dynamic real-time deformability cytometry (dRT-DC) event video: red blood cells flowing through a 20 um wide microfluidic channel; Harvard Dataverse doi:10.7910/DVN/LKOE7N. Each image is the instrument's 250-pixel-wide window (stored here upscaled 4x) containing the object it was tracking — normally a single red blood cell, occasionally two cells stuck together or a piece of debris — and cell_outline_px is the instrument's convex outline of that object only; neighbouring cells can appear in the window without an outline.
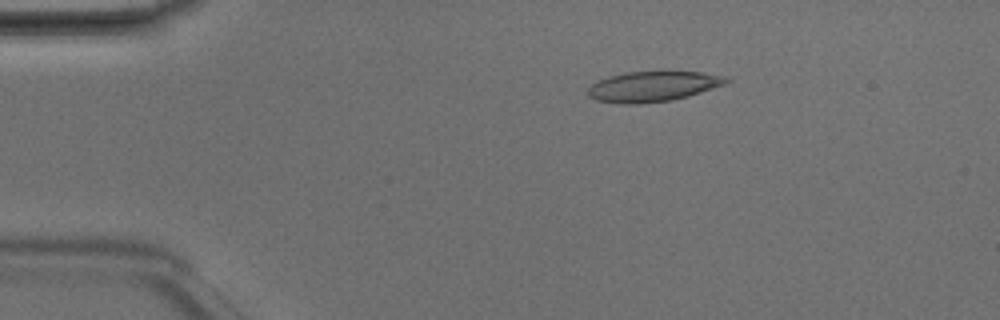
{"species": "Egyptian fruit bat (a non-hibernating species)", "species_latin": "Rousettus aegyptiacus", "temperature_condition": "room temperature", "stored_images_in_passage": 5, "camera_frame_rate_fps": 3000, "um_per_image_px": 0.085, "animal": {"sex": "male"}, "frame": {"image": 1, "passage_image": 3, "time_ms": 0.667, "image_size_px": [1000, 320], "cell_outline_px": [[732, 80], [728, 84], [688, 96], [672, 100], [636, 104], [620, 104], [596, 100], [588, 96], [588, 88], [596, 80], [608, 76], [624, 72], [660, 68], [704, 72], [728, 76]], "centroid_in_image_um": [55.57, 7.28], "position_along_channel_um": 29.4, "area_um2": 25.89}}
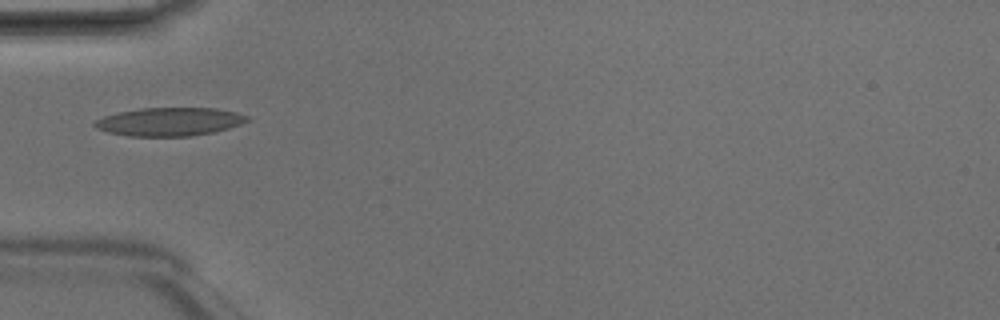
{"frame": {"image": 2, "passage_image": 4, "time_ms": 1.0, "image_size_px": [1000, 320], "cell_outline_px": [[252, 120], [228, 128], [212, 132], [192, 136], [128, 136], [108, 132], [96, 128], [92, 124], [96, 120], [104, 116], [120, 112], [140, 108], [216, 108], [236, 112], [248, 116]], "centroid_in_image_um": [14.42, 10.34], "position_along_channel_um": 70.6, "area_um2": 25.14}}